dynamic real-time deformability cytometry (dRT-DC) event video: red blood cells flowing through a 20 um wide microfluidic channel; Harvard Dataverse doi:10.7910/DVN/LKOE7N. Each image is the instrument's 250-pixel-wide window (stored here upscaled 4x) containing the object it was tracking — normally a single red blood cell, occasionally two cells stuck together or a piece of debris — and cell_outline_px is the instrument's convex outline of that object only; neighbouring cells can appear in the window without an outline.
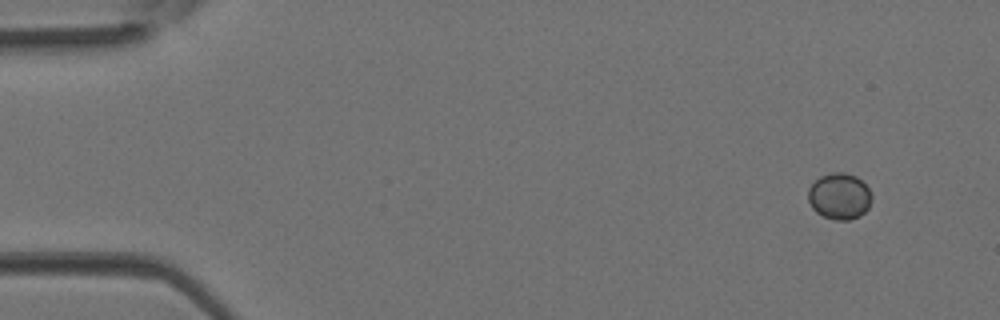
{"species": "Egyptian fruit bat (a non-hibernating species)", "species_latin": "Rousettus aegyptiacus", "temperature_condition": "room temperature", "stored_images_in_passage": 4, "camera_frame_rate_fps": 3000, "um_per_image_px": 0.085, "animal": {"sex": "female"}, "frame": {"image": 1, "passage_image": 1, "time_ms": 0.0, "image_size_px": [1000, 320], "cell_outline_px": [[872, 200], [868, 208], [860, 216], [848, 220], [836, 220], [824, 216], [816, 212], [812, 208], [808, 200], [808, 188], [820, 176], [832, 172], [844, 172], [856, 176], [868, 188], [872, 196]], "centroid_in_image_um": [71.35, 16.68], "position_along_channel_um": 13.7, "area_um2": 17.17}}
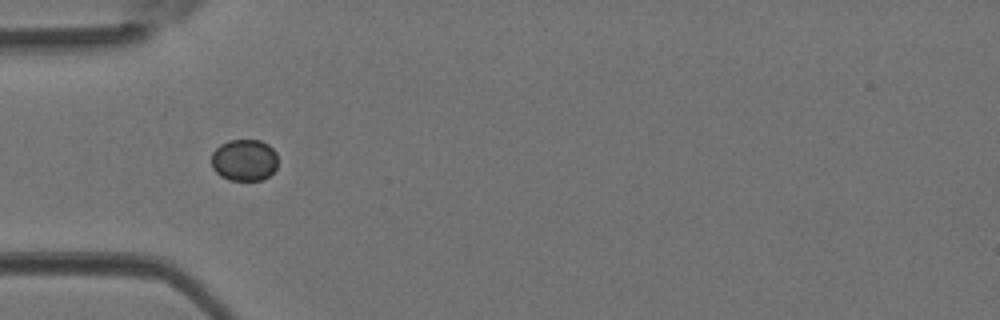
{"frame": {"image": 2, "passage_image": 4, "time_ms": 1.0, "image_size_px": [1000, 320], "cell_outline_px": [[276, 168], [268, 176], [260, 180], [228, 180], [220, 176], [212, 168], [212, 152], [220, 144], [228, 140], [260, 140], [268, 144], [276, 152]], "centroid_in_image_um": [20.74, 13.6], "position_along_channel_um": 64.3, "area_um2": 16.18}}